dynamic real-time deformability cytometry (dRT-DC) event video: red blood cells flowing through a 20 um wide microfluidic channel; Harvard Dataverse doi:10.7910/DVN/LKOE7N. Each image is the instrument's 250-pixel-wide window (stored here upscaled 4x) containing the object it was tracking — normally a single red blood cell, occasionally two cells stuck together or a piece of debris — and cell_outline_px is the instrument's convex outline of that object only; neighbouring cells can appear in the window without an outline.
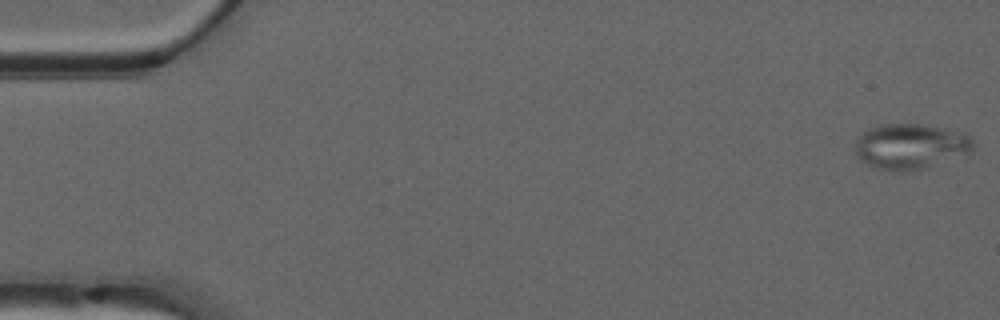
{"species": "common noctule bat (a hibernating species)", "species_latin": "Nyctalus noctula", "temperature_condition": "warm", "stored_images_in_passage": 55, "camera_frame_rate_fps": 3000, "um_per_image_px": 0.085, "animal": {"sex": "male", "forearm_length_mm": 52.5}, "frame": {"image": 1, "passage_image": 1, "time_ms": 0.0, "image_size_px": [1000, 320], "cell_outline_px": [[976, 144], [968, 152], [924, 168], [912, 172], [892, 172], [872, 168], [856, 152], [856, 140], [868, 128], [880, 124], [920, 124], [944, 128], [964, 132], [972, 136]], "centroid_in_image_um": [77.4, 12.44], "position_along_channel_um": 7.6, "area_um2": 31.27}}
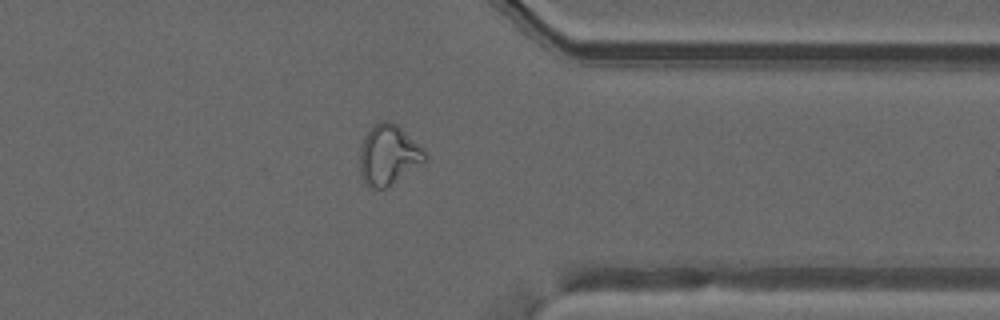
{"frame": {"image": 2, "passage_image": 43, "time_ms": 14.0, "image_size_px": [1000, 320], "cell_outline_px": [[428, 160], [384, 188], [368, 188], [364, 184], [360, 176], [360, 148], [368, 132], [380, 120], [392, 120], [424, 148], [428, 152]], "centroid_in_image_um": [33.04, 13.17], "position_along_channel_um": 378.4, "area_um2": 22.89}}
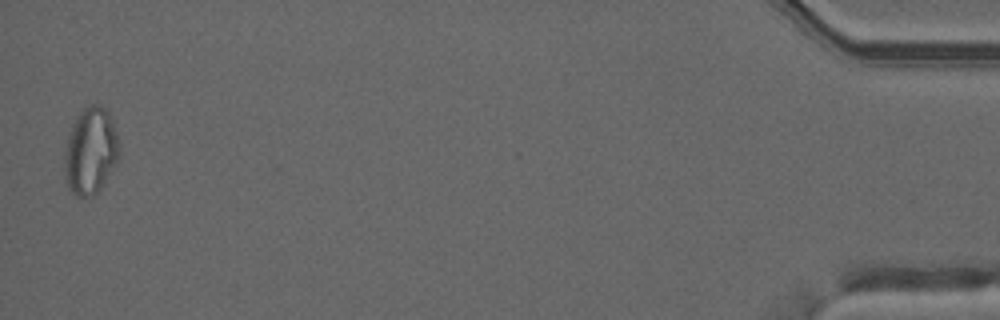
{"frame": {"image": 3, "passage_image": 54, "time_ms": 17.667, "image_size_px": [1000, 320], "cell_outline_px": [[120, 156], [104, 184], [92, 196], [76, 196], [68, 188], [64, 172], [64, 152], [68, 132], [76, 116], [84, 108], [92, 104], [100, 104], [108, 112], [116, 132], [120, 144]], "centroid_in_image_um": [7.69, 12.83], "position_along_channel_um": 427.5, "area_um2": 27.92}, "authors_computed_cell_mechanics": {"area_um2": 24.6228, "velocity_mm_per_s": 3.7263, "shape_relaxation_time_tau1_ms": null, "shape_relaxation_time_tau2_ms": 1.9224, "deformation_change_tau1": null, "deformation_change_tau2": 0.0909}}